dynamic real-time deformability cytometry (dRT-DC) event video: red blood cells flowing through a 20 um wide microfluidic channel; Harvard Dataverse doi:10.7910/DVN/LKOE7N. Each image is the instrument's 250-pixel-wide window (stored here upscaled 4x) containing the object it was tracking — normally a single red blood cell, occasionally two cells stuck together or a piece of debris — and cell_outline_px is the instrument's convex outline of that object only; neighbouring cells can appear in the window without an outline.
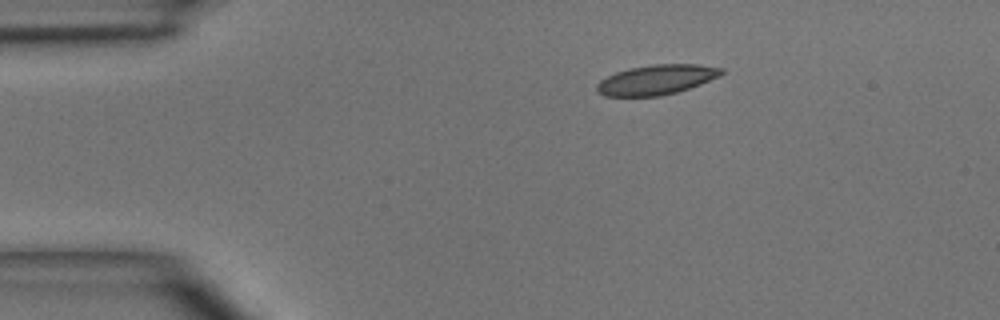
{"species": "common noctule bat (a hibernating species)", "species_latin": "Nyctalus noctula", "temperature_condition": "room temperature", "stored_images_in_passage": 4, "camera_frame_rate_fps": 3000, "um_per_image_px": 0.085, "animal": {"sex": "male", "body_mass_g": 15.6}, "frame": {"image": 1, "passage_image": 4, "time_ms": 3.333, "image_size_px": [1000, 320], "cell_outline_px": [[724, 72], [720, 76], [700, 84], [676, 92], [660, 96], [604, 96], [596, 92], [596, 84], [600, 80], [616, 72], [628, 68], [652, 64], [696, 64], [724, 68]], "centroid_in_image_um": [55.78, 6.77], "position_along_channel_um": 29.2, "area_um2": 21.73}}